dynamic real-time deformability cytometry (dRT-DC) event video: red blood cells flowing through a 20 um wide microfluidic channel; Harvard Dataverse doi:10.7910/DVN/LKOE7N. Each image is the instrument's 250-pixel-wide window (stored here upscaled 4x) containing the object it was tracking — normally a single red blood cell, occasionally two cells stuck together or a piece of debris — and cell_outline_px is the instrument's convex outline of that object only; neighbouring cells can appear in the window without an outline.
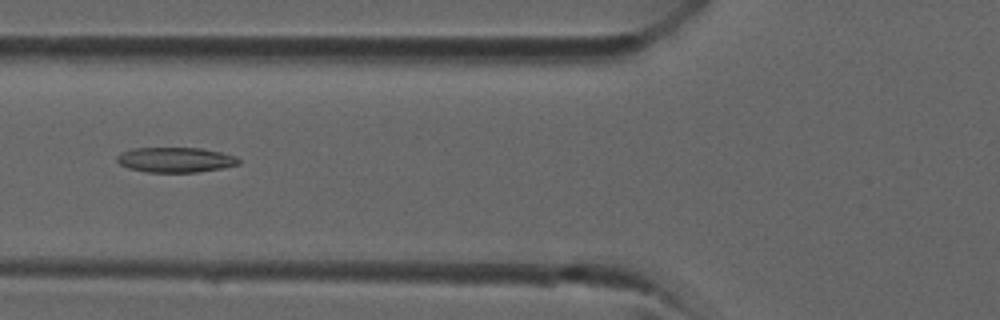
{"species": "common noctule bat (a hibernating species)", "species_latin": "Nyctalus noctula", "temperature_condition": "room temperature", "stored_images_in_passage": 35, "camera_frame_rate_fps": 3000, "um_per_image_px": 0.085, "animal": {"sex": "male", "forearm_length_mm": 52.5}, "frame": {"image": 1, "passage_image": 11, "time_ms": 3.333, "image_size_px": [1000, 320], "cell_outline_px": [[240, 164], [224, 168], [196, 172], [148, 172], [128, 168], [120, 164], [116, 160], [116, 156], [120, 152], [132, 148], [200, 148], [220, 152], [236, 156], [240, 160]], "centroid_in_image_um": [14.91, 13.58], "position_along_channel_um": 110.9, "area_um2": 17.86}}
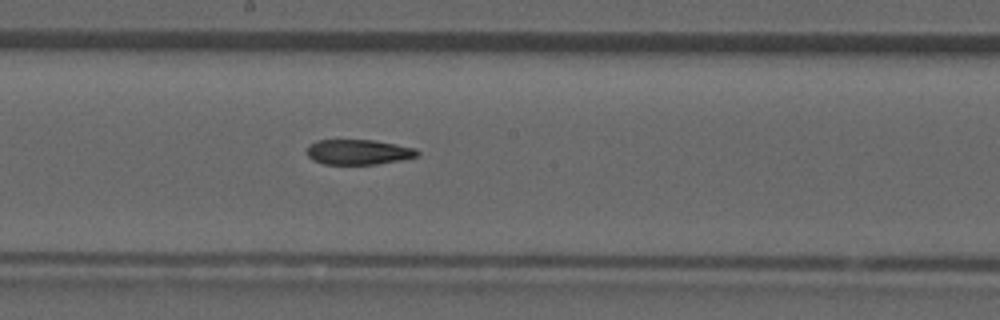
{"frame": {"image": 2, "passage_image": 17, "time_ms": 5.333, "image_size_px": [1000, 320], "cell_outline_px": [[420, 156], [400, 160], [376, 164], [324, 164], [312, 160], [308, 156], [308, 144], [316, 140], [372, 140], [396, 144], [416, 148], [420, 152]], "centroid_in_image_um": [30.48, 12.92], "position_along_channel_um": 217.7, "area_um2": 16.24}}
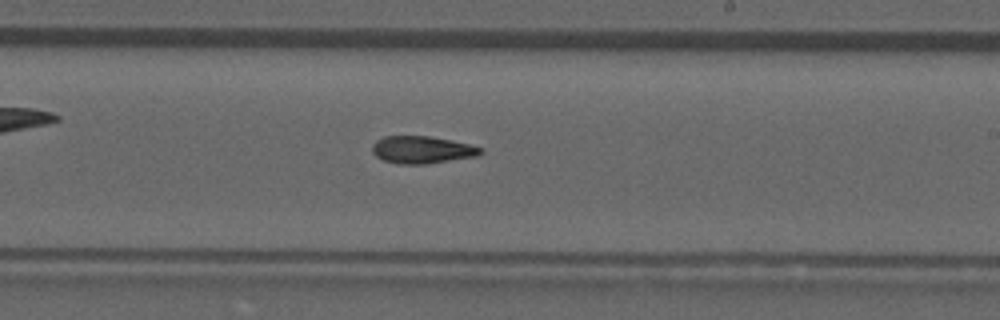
{"frame": {"image": 3, "passage_image": 19, "time_ms": 6.0, "image_size_px": [1000, 320], "cell_outline_px": [[484, 152], [476, 156], [424, 164], [400, 164], [384, 160], [376, 156], [372, 152], [372, 144], [376, 140], [384, 136], [428, 136], [452, 140], [484, 148]], "centroid_in_image_um": [35.87, 12.72], "position_along_channel_um": 253.1, "area_um2": 17.22}}